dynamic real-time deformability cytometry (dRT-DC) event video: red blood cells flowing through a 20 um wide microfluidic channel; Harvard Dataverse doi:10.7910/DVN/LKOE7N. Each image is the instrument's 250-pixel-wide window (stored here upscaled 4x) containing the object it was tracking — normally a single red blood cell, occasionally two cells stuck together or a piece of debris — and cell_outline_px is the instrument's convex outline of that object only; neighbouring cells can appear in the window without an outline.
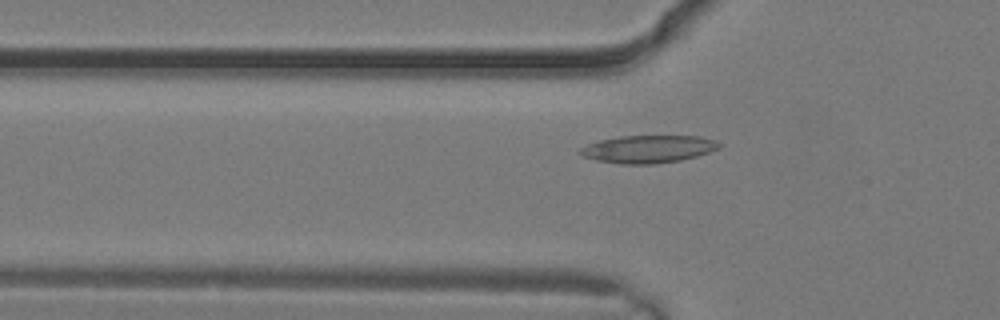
{"species": "common noctule bat (a hibernating species)", "species_latin": "Nyctalus noctula", "temperature_condition": "warm", "stored_images_in_passage": 4, "camera_frame_rate_fps": 3000, "um_per_image_px": 0.085, "animal": {"sex": "male", "body_mass_g": 19.2, "forearm_length_mm": 51.8}, "frame": {"image": 1, "passage_image": 4, "time_ms": 1.0, "image_size_px": [1000, 320], "cell_outline_px": [[720, 148], [696, 156], [680, 160], [656, 164], [620, 164], [596, 160], [580, 156], [576, 152], [580, 148], [588, 144], [600, 140], [620, 136], [700, 136], [716, 140], [720, 144]], "centroid_in_image_um": [55.05, 12.67], "position_along_channel_um": 70.7, "area_um2": 22.48}}